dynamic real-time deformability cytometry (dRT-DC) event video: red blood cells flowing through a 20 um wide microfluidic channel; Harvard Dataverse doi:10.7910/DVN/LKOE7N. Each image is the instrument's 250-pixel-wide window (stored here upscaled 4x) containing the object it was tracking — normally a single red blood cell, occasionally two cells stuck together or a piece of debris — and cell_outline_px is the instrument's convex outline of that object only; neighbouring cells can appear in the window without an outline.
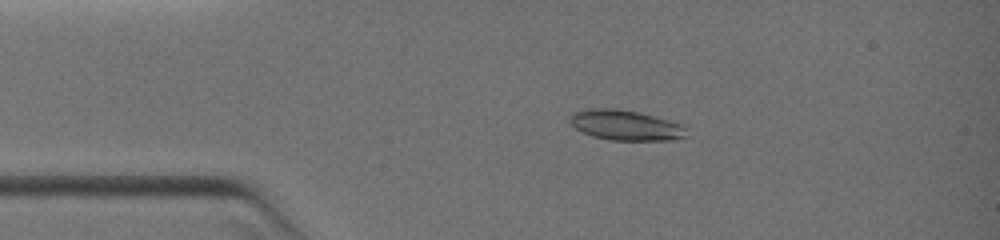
{"species": "common noctule bat (a hibernating species)", "species_latin": "Nyctalus noctula", "temperature_condition": "warm", "stored_images_in_passage": 13, "camera_frame_rate_fps": 3000, "um_per_image_px": 0.085, "animal": {"sex": "female", "body_mass_g": 19.0, "forearm_length_mm": 51.5}, "frame": {"image": 1, "passage_image": 3, "time_ms": 1.667, "image_size_px": [1000, 240], "cell_outline_px": [[688, 136], [676, 140], [608, 140], [592, 136], [576, 128], [568, 120], [568, 116], [576, 112], [592, 108], [616, 108], [640, 112], [672, 120], [680, 124], [684, 128]], "centroid_in_image_um": [53.2, 10.64], "position_along_channel_um": 31.8, "area_um2": 20.69}}
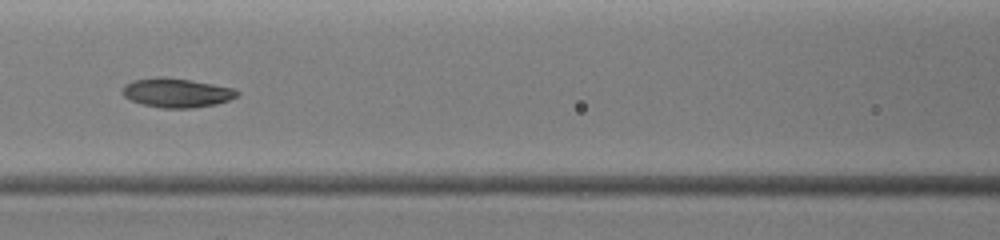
{"frame": {"image": 2, "passage_image": 10, "time_ms": 5.0, "image_size_px": [1000, 240], "cell_outline_px": [[240, 96], [216, 104], [192, 108], [164, 108], [144, 104], [132, 100], [124, 96], [120, 92], [120, 88], [124, 84], [132, 80], [156, 76], [164, 76], [236, 88], [240, 92]], "centroid_in_image_um": [15.0, 7.87], "position_along_channel_um": 151.6, "area_um2": 19.71}}
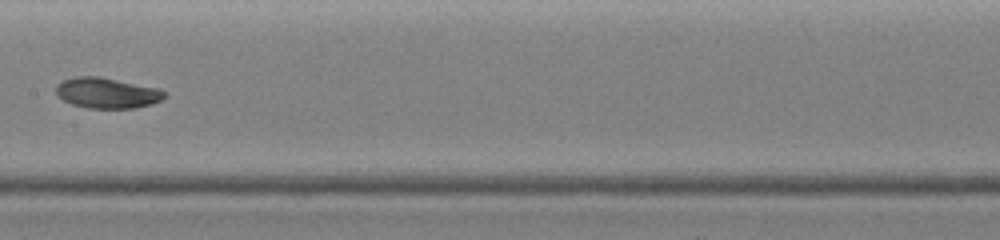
{"frame": {"image": 3, "passage_image": 12, "time_ms": 6.0, "image_size_px": [1000, 240], "cell_outline_px": [[168, 96], [152, 104], [136, 108], [88, 108], [72, 104], [64, 100], [56, 92], [56, 84], [64, 80], [76, 76], [100, 76], [160, 88]], "centroid_in_image_um": [9.13, 7.89], "position_along_channel_um": 198.3, "area_um2": 19.42}}